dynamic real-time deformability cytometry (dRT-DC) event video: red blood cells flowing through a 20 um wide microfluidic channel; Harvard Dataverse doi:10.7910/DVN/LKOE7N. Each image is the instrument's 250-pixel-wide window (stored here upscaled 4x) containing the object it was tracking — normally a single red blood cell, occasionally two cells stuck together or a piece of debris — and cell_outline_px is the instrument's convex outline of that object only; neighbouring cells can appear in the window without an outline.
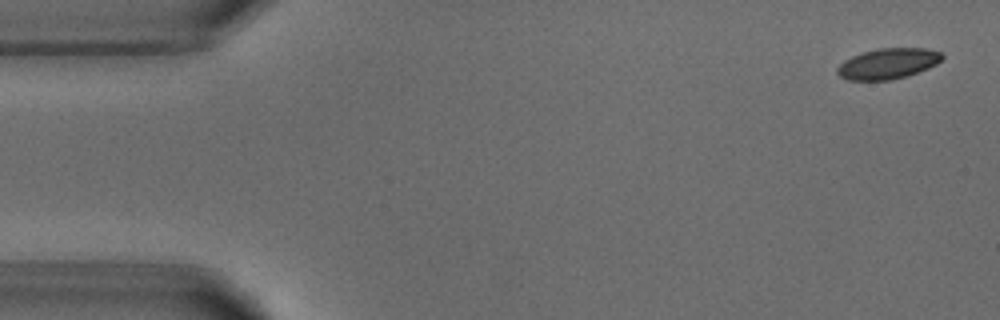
{"species": "common noctule bat (a hibernating species)", "species_latin": "Nyctalus noctula", "temperature_condition": "warm", "stored_images_in_passage": 5, "camera_frame_rate_fps": 3000, "um_per_image_px": 0.085, "animal": {"sex": "male", "body_mass_g": 18.8}, "frame": {"image": 1, "passage_image": 1, "time_ms": 0.0, "image_size_px": [1000, 320], "cell_outline_px": [[944, 56], [936, 64], [928, 68], [908, 76], [892, 80], [848, 80], [840, 76], [836, 72], [836, 68], [844, 60], [860, 52], [880, 48], [928, 48], [940, 52]], "centroid_in_image_um": [75.46, 5.4], "position_along_channel_um": 9.5, "area_um2": 18.84}}
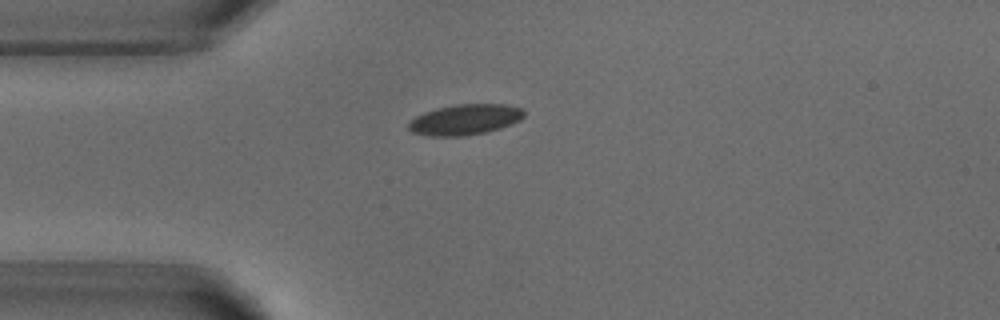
{"frame": {"image": 2, "passage_image": 4, "time_ms": 3.667, "image_size_px": [1000, 320], "cell_outline_px": [[524, 116], [520, 120], [512, 124], [500, 128], [484, 132], [464, 136], [428, 136], [412, 132], [408, 128], [408, 124], [416, 116], [424, 112], [436, 108], [456, 104], [504, 104], [524, 108]], "centroid_in_image_um": [39.54, 10.16], "position_along_channel_um": 45.5, "area_um2": 20.63}}